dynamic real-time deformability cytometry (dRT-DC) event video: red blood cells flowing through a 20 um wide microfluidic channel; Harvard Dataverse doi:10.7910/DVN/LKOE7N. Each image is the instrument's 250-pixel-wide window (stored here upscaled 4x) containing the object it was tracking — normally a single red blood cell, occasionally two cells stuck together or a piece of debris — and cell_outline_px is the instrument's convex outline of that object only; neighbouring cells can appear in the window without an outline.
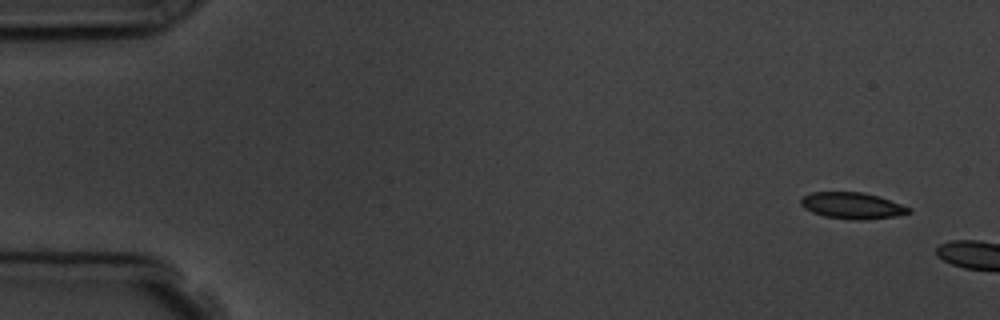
{"species": "common noctule bat (a hibernating species)", "species_latin": "Nyctalus noctula", "temperature_condition": "room temperature", "stored_images_in_passage": 2, "camera_frame_rate_fps": 3000, "um_per_image_px": 0.085, "animal": {"sex": "male", "body_mass_g": 19.5, "forearm_length_mm": 54.6}, "frame": {"image": 1, "passage_image": 1, "time_ms": 0.0, "image_size_px": [1000, 320], "cell_outline_px": [[912, 212], [896, 216], [864, 220], [856, 220], [824, 216], [812, 212], [804, 208], [800, 204], [800, 200], [804, 196], [812, 192], [864, 192], [880, 196], [912, 208]], "centroid_in_image_um": [72.47, 17.47], "position_along_channel_um": 12.5, "area_um2": 16.7}}